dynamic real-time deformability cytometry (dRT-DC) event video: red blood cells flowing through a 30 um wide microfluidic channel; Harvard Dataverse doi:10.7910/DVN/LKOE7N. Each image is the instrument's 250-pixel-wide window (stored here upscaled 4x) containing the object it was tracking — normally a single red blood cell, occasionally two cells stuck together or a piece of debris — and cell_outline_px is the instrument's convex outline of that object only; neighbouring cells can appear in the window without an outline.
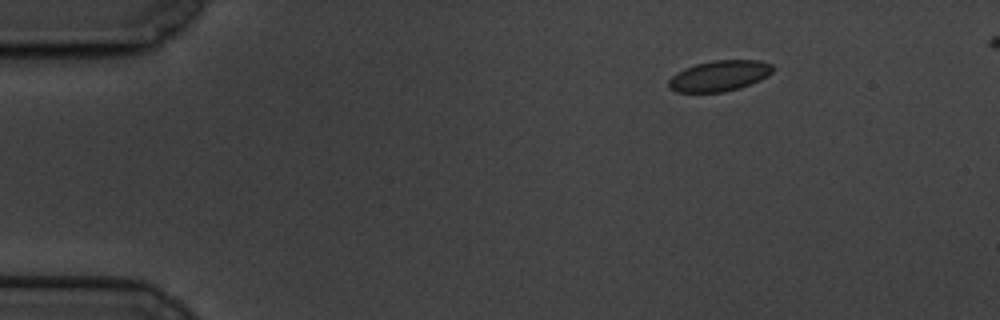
{"species": "common noctule bat (a hibernating species)", "species_latin": "Nyctalus noctula", "temperature_condition": "cold", "stored_images_in_passage": 54, "camera_frame_rate_fps": 3000, "um_per_image_px": 0.085, "animal": {"sex": "male", "body_mass_g": 19.5, "forearm_length_mm": 54.6}, "frame": {"image": 1, "passage_image": 1, "time_ms": 0.0, "image_size_px": [1000, 320], "cell_outline_px": [[776, 68], [768, 76], [760, 80], [740, 88], [724, 92], [676, 92], [668, 88], [668, 80], [676, 72], [684, 68], [696, 64], [712, 60], [760, 60], [772, 64]], "centroid_in_image_um": [61.15, 6.44], "position_along_channel_um": 23.8, "area_um2": 18.9}}
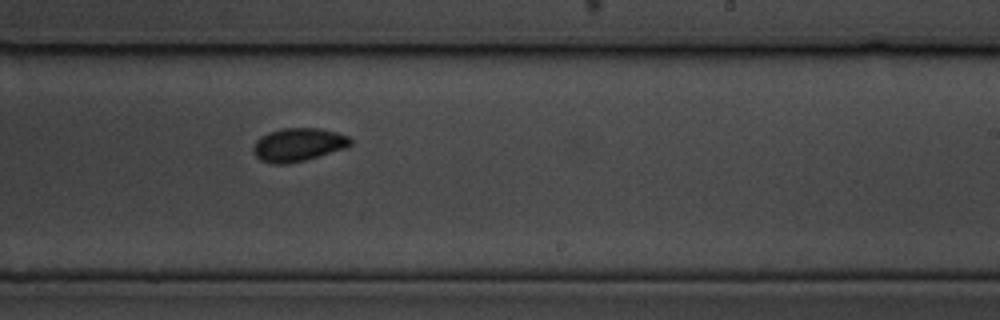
{"frame": {"image": 2, "passage_image": 30, "time_ms": 9.667, "image_size_px": [1000, 320], "cell_outline_px": [[352, 144], [344, 148], [304, 160], [284, 164], [276, 164], [260, 160], [252, 152], [252, 148], [256, 140], [260, 136], [268, 132], [284, 128], [320, 128], [336, 132], [348, 136], [352, 140]], "centroid_in_image_um": [25.31, 12.29], "position_along_channel_um": 263.7, "area_um2": 18.73}}
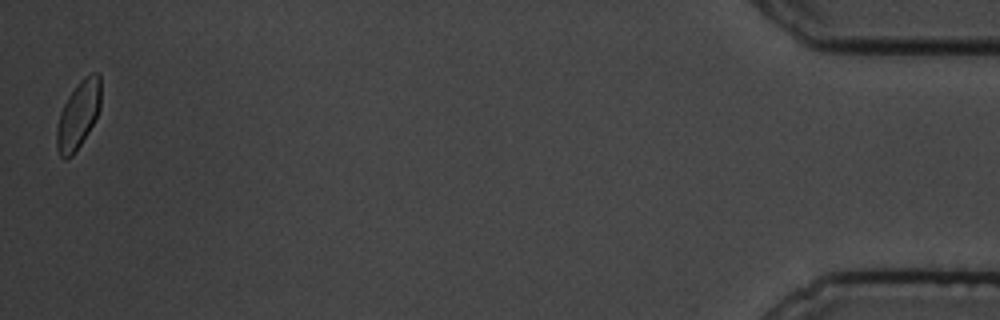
{"frame": {"image": 3, "passage_image": 53, "time_ms": 17.333, "image_size_px": [1000, 320], "cell_outline_px": [[100, 108], [88, 132], [72, 156], [64, 160], [60, 156], [56, 148], [56, 128], [60, 112], [68, 96], [80, 80], [84, 76], [92, 72], [96, 72], [100, 76]], "centroid_in_image_um": [6.63, 9.76], "position_along_channel_um": 428.6, "area_um2": 17.28}}